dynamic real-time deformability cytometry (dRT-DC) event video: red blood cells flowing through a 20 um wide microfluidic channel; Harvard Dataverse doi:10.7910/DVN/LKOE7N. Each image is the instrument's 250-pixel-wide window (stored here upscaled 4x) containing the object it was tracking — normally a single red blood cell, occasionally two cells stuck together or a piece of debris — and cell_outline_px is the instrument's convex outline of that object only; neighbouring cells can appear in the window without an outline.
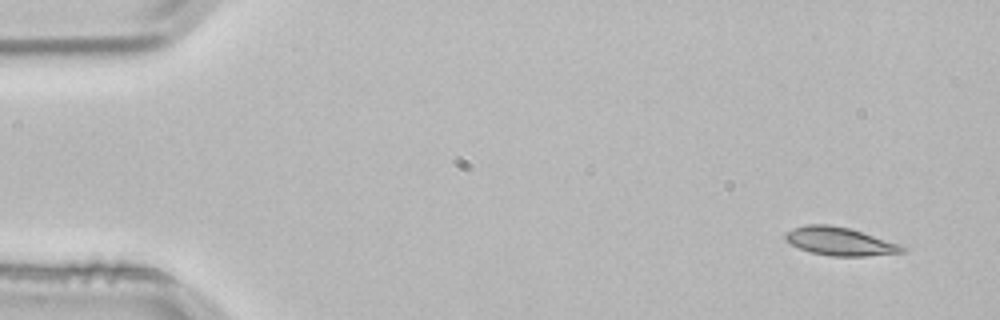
{"species": "common noctule bat (a hibernating species)", "species_latin": "Nyctalus noctula", "temperature_condition": "room temperature", "stored_images_in_passage": 4, "camera_frame_rate_fps": 3000, "um_per_image_px": 0.085, "animal": {"sex": "male", "body_mass_g": 21.5, "forearm_length_mm": 52.0}, "frame": {"image": 1, "passage_image": 1, "time_ms": 0.0, "image_size_px": [1000, 320], "cell_outline_px": [[908, 252], [868, 256], [832, 256], [812, 252], [800, 248], [784, 240], [784, 232], [792, 228], [808, 224], [828, 224], [848, 228], [900, 244], [908, 248]], "centroid_in_image_um": [71.4, 20.52], "position_along_channel_um": 13.6, "area_um2": 19.25}}
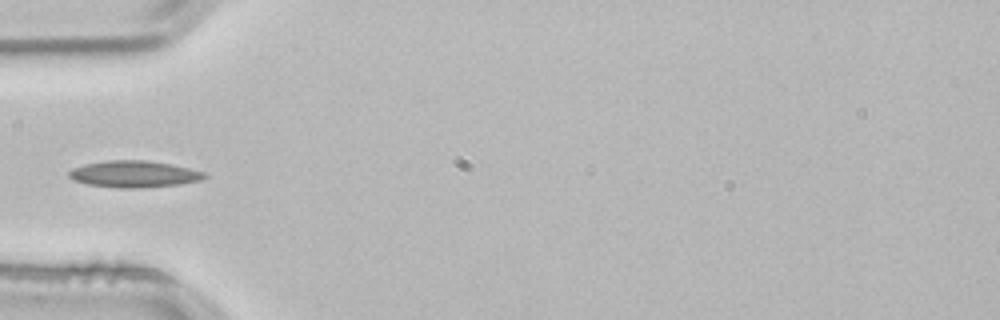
{"frame": {"image": 2, "passage_image": 4, "time_ms": 1.0, "image_size_px": [1000, 320], "cell_outline_px": [[208, 176], [200, 180], [180, 184], [136, 188], [120, 188], [88, 184], [72, 180], [68, 176], [68, 172], [72, 168], [84, 164], [108, 160], [144, 160], [172, 164], [204, 172]], "centroid_in_image_um": [11.36, 14.79], "position_along_channel_um": 73.6, "area_um2": 20.98}}